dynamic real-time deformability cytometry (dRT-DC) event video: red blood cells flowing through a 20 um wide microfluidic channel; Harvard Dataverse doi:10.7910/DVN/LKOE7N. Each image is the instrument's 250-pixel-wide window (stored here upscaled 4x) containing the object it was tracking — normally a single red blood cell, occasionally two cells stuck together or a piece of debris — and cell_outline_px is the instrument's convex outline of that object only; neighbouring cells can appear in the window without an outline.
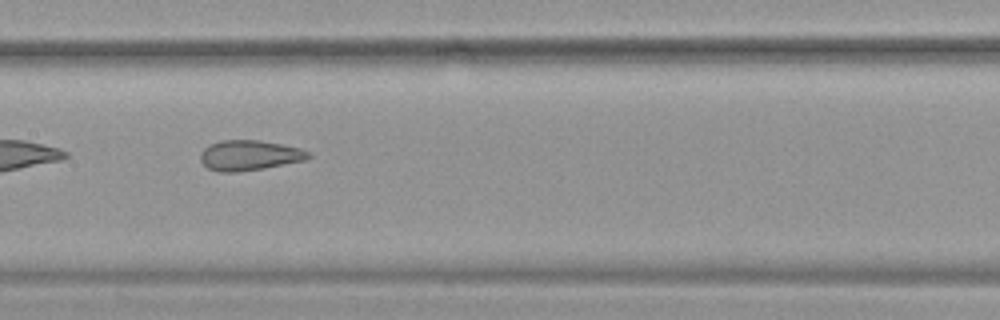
{"species": "common noctule bat (a hibernating species)", "species_latin": "Nyctalus noctula", "temperature_condition": "warm", "stored_images_in_passage": 32, "camera_frame_rate_fps": 3000, "um_per_image_px": 0.085, "animal": {"sex": "female", "body_mass_g": 19.9}, "frame": {"image": 1, "passage_image": 10, "time_ms": 3.0, "image_size_px": [1000, 320], "cell_outline_px": [[312, 156], [304, 160], [264, 168], [236, 172], [220, 172], [208, 168], [200, 160], [200, 152], [208, 144], [220, 140], [260, 140], [300, 148], [312, 152]], "centroid_in_image_um": [21.18, 13.19], "position_along_channel_um": 186.2, "area_um2": 19.07}}
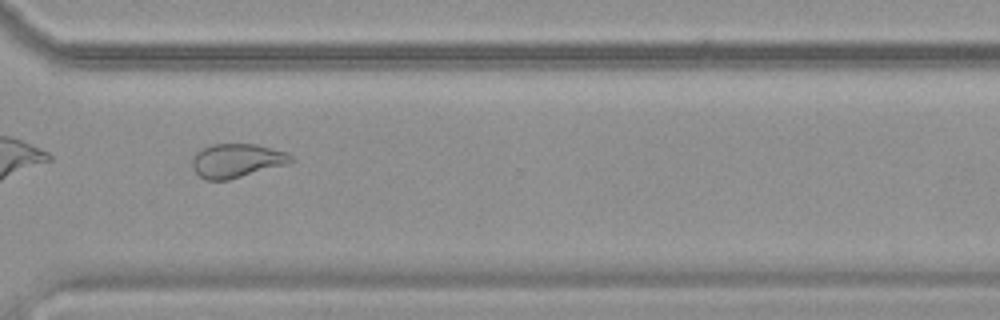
{"frame": {"image": 2, "passage_image": 23, "time_ms": 7.333, "image_size_px": [1000, 320], "cell_outline_px": [[296, 160], [288, 164], [228, 180], [204, 180], [192, 168], [192, 160], [196, 152], [212, 144], [256, 144], [288, 152]], "centroid_in_image_um": [20.15, 13.65], "position_along_channel_um": 350.4, "area_um2": 19.59}, "authors_computed_cell_mechanics": {"area_um2": 19.074, "velocity_mm_per_s": 3.7874, "shape_relaxation_time_tau1_ms": null, "shape_relaxation_time_tau2_ms": 1.1775, "deformation_change_tau1": null, "deformation_change_tau2": 0.0849}}